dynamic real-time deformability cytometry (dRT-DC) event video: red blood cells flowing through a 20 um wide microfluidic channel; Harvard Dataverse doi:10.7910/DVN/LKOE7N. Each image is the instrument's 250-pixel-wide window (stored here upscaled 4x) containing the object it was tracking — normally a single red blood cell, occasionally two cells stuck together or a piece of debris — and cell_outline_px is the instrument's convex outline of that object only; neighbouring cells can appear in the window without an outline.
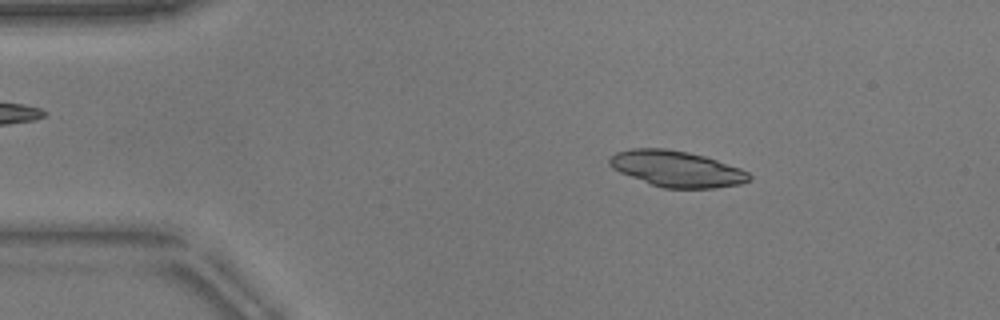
{"species": "common noctule bat (a hibernating species)", "species_latin": "Nyctalus noctula", "temperature_condition": "warm", "stored_images_in_passage": 51, "camera_frame_rate_fps": 3000, "um_per_image_px": 0.085, "animal": {"sex": "male", "body_mass_g": 17.9}, "frame": {"image": 1, "passage_image": 8, "time_ms": 2.333, "image_size_px": [1000, 320], "cell_outline_px": [[752, 180], [740, 184], [716, 188], [664, 188], [652, 184], [620, 172], [612, 168], [608, 164], [608, 160], [616, 152], [632, 148], [664, 148], [688, 152], [704, 156], [740, 168], [748, 172], [752, 176]], "centroid_in_image_um": [57.53, 14.35], "position_along_channel_um": 27.5, "area_um2": 29.19}}